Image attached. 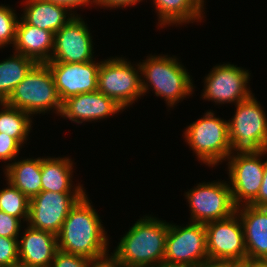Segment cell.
Instances as JSON below:
<instances>
[{
    "instance_id": "cell-1",
    "label": "cell",
    "mask_w": 267,
    "mask_h": 267,
    "mask_svg": "<svg viewBox=\"0 0 267 267\" xmlns=\"http://www.w3.org/2000/svg\"><path fill=\"white\" fill-rule=\"evenodd\" d=\"M101 219L86 194L70 209L57 235L58 250L86 257H99L108 251V238Z\"/></svg>"
},
{
    "instance_id": "cell-2",
    "label": "cell",
    "mask_w": 267,
    "mask_h": 267,
    "mask_svg": "<svg viewBox=\"0 0 267 267\" xmlns=\"http://www.w3.org/2000/svg\"><path fill=\"white\" fill-rule=\"evenodd\" d=\"M169 223L145 216L121 238L114 254L124 267L163 264Z\"/></svg>"
},
{
    "instance_id": "cell-3",
    "label": "cell",
    "mask_w": 267,
    "mask_h": 267,
    "mask_svg": "<svg viewBox=\"0 0 267 267\" xmlns=\"http://www.w3.org/2000/svg\"><path fill=\"white\" fill-rule=\"evenodd\" d=\"M140 62L142 77V91L147 93L149 86L153 88L156 96L165 98L169 107L183 100L193 91V82L183 65L174 56H151ZM147 81V82H145ZM149 82V83H148Z\"/></svg>"
},
{
    "instance_id": "cell-4",
    "label": "cell",
    "mask_w": 267,
    "mask_h": 267,
    "mask_svg": "<svg viewBox=\"0 0 267 267\" xmlns=\"http://www.w3.org/2000/svg\"><path fill=\"white\" fill-rule=\"evenodd\" d=\"M5 103L30 115L52 109L60 115L62 111V101L46 63H37L14 88Z\"/></svg>"
},
{
    "instance_id": "cell-5",
    "label": "cell",
    "mask_w": 267,
    "mask_h": 267,
    "mask_svg": "<svg viewBox=\"0 0 267 267\" xmlns=\"http://www.w3.org/2000/svg\"><path fill=\"white\" fill-rule=\"evenodd\" d=\"M236 107L234 117L228 120L230 155L234 151L258 154L267 150V116L260 103L252 94Z\"/></svg>"
},
{
    "instance_id": "cell-6",
    "label": "cell",
    "mask_w": 267,
    "mask_h": 267,
    "mask_svg": "<svg viewBox=\"0 0 267 267\" xmlns=\"http://www.w3.org/2000/svg\"><path fill=\"white\" fill-rule=\"evenodd\" d=\"M185 139L198 160L208 166L223 162L230 155L228 121L208 111L185 129Z\"/></svg>"
},
{
    "instance_id": "cell-7",
    "label": "cell",
    "mask_w": 267,
    "mask_h": 267,
    "mask_svg": "<svg viewBox=\"0 0 267 267\" xmlns=\"http://www.w3.org/2000/svg\"><path fill=\"white\" fill-rule=\"evenodd\" d=\"M137 70L124 58L101 61L98 71V91L112 98L123 109L143 94L140 65ZM133 102V103H132Z\"/></svg>"
},
{
    "instance_id": "cell-8",
    "label": "cell",
    "mask_w": 267,
    "mask_h": 267,
    "mask_svg": "<svg viewBox=\"0 0 267 267\" xmlns=\"http://www.w3.org/2000/svg\"><path fill=\"white\" fill-rule=\"evenodd\" d=\"M207 260L205 224L190 222L185 227L169 224L163 264L194 267Z\"/></svg>"
},
{
    "instance_id": "cell-9",
    "label": "cell",
    "mask_w": 267,
    "mask_h": 267,
    "mask_svg": "<svg viewBox=\"0 0 267 267\" xmlns=\"http://www.w3.org/2000/svg\"><path fill=\"white\" fill-rule=\"evenodd\" d=\"M185 196L191 211L190 222L206 224L236 213L230 185L226 182L200 183Z\"/></svg>"
},
{
    "instance_id": "cell-10",
    "label": "cell",
    "mask_w": 267,
    "mask_h": 267,
    "mask_svg": "<svg viewBox=\"0 0 267 267\" xmlns=\"http://www.w3.org/2000/svg\"><path fill=\"white\" fill-rule=\"evenodd\" d=\"M209 260L243 262L247 259L244 230L237 213L205 224Z\"/></svg>"
},
{
    "instance_id": "cell-11",
    "label": "cell",
    "mask_w": 267,
    "mask_h": 267,
    "mask_svg": "<svg viewBox=\"0 0 267 267\" xmlns=\"http://www.w3.org/2000/svg\"><path fill=\"white\" fill-rule=\"evenodd\" d=\"M267 150L258 154L229 155L228 171L232 199L236 207L251 204L258 196L264 175L265 161L261 157ZM245 204H244V203ZM242 203V204H240Z\"/></svg>"
},
{
    "instance_id": "cell-12",
    "label": "cell",
    "mask_w": 267,
    "mask_h": 267,
    "mask_svg": "<svg viewBox=\"0 0 267 267\" xmlns=\"http://www.w3.org/2000/svg\"><path fill=\"white\" fill-rule=\"evenodd\" d=\"M84 194L42 191L30 199L27 224L57 236L70 209Z\"/></svg>"
},
{
    "instance_id": "cell-13",
    "label": "cell",
    "mask_w": 267,
    "mask_h": 267,
    "mask_svg": "<svg viewBox=\"0 0 267 267\" xmlns=\"http://www.w3.org/2000/svg\"><path fill=\"white\" fill-rule=\"evenodd\" d=\"M248 70L233 64L215 66L204 82V99L215 103H239L252 95L247 88Z\"/></svg>"
},
{
    "instance_id": "cell-14",
    "label": "cell",
    "mask_w": 267,
    "mask_h": 267,
    "mask_svg": "<svg viewBox=\"0 0 267 267\" xmlns=\"http://www.w3.org/2000/svg\"><path fill=\"white\" fill-rule=\"evenodd\" d=\"M81 19L73 16L54 34V49L49 62L85 63L93 59L90 30Z\"/></svg>"
},
{
    "instance_id": "cell-15",
    "label": "cell",
    "mask_w": 267,
    "mask_h": 267,
    "mask_svg": "<svg viewBox=\"0 0 267 267\" xmlns=\"http://www.w3.org/2000/svg\"><path fill=\"white\" fill-rule=\"evenodd\" d=\"M53 75L57 93L63 102L68 97L98 90L100 63H46Z\"/></svg>"
},
{
    "instance_id": "cell-16",
    "label": "cell",
    "mask_w": 267,
    "mask_h": 267,
    "mask_svg": "<svg viewBox=\"0 0 267 267\" xmlns=\"http://www.w3.org/2000/svg\"><path fill=\"white\" fill-rule=\"evenodd\" d=\"M123 108L98 90L68 97L62 102L60 116L76 123L107 118Z\"/></svg>"
},
{
    "instance_id": "cell-17",
    "label": "cell",
    "mask_w": 267,
    "mask_h": 267,
    "mask_svg": "<svg viewBox=\"0 0 267 267\" xmlns=\"http://www.w3.org/2000/svg\"><path fill=\"white\" fill-rule=\"evenodd\" d=\"M18 241L19 267H50L58 251L57 236L28 226Z\"/></svg>"
},
{
    "instance_id": "cell-18",
    "label": "cell",
    "mask_w": 267,
    "mask_h": 267,
    "mask_svg": "<svg viewBox=\"0 0 267 267\" xmlns=\"http://www.w3.org/2000/svg\"><path fill=\"white\" fill-rule=\"evenodd\" d=\"M236 213L243 225L247 259L267 260V207L241 205Z\"/></svg>"
},
{
    "instance_id": "cell-19",
    "label": "cell",
    "mask_w": 267,
    "mask_h": 267,
    "mask_svg": "<svg viewBox=\"0 0 267 267\" xmlns=\"http://www.w3.org/2000/svg\"><path fill=\"white\" fill-rule=\"evenodd\" d=\"M20 19L13 45L16 53L22 54L36 63H48L54 49V33L29 25L21 17Z\"/></svg>"
},
{
    "instance_id": "cell-20",
    "label": "cell",
    "mask_w": 267,
    "mask_h": 267,
    "mask_svg": "<svg viewBox=\"0 0 267 267\" xmlns=\"http://www.w3.org/2000/svg\"><path fill=\"white\" fill-rule=\"evenodd\" d=\"M22 19L29 25L48 30L54 34L75 14L67 7L48 0H26ZM71 13V14H70ZM67 15H70V17Z\"/></svg>"
},
{
    "instance_id": "cell-21",
    "label": "cell",
    "mask_w": 267,
    "mask_h": 267,
    "mask_svg": "<svg viewBox=\"0 0 267 267\" xmlns=\"http://www.w3.org/2000/svg\"><path fill=\"white\" fill-rule=\"evenodd\" d=\"M73 162L67 158L41 159L42 191L60 193H86L81 185L72 189ZM72 189V191H71Z\"/></svg>"
},
{
    "instance_id": "cell-22",
    "label": "cell",
    "mask_w": 267,
    "mask_h": 267,
    "mask_svg": "<svg viewBox=\"0 0 267 267\" xmlns=\"http://www.w3.org/2000/svg\"><path fill=\"white\" fill-rule=\"evenodd\" d=\"M5 168L7 181L29 199L42 192L40 157L9 162Z\"/></svg>"
},
{
    "instance_id": "cell-23",
    "label": "cell",
    "mask_w": 267,
    "mask_h": 267,
    "mask_svg": "<svg viewBox=\"0 0 267 267\" xmlns=\"http://www.w3.org/2000/svg\"><path fill=\"white\" fill-rule=\"evenodd\" d=\"M153 2L158 11L161 27L177 23L182 25L203 18L204 0H153Z\"/></svg>"
},
{
    "instance_id": "cell-24",
    "label": "cell",
    "mask_w": 267,
    "mask_h": 267,
    "mask_svg": "<svg viewBox=\"0 0 267 267\" xmlns=\"http://www.w3.org/2000/svg\"><path fill=\"white\" fill-rule=\"evenodd\" d=\"M37 63L26 56L14 54L0 62V102H5L14 88Z\"/></svg>"
},
{
    "instance_id": "cell-25",
    "label": "cell",
    "mask_w": 267,
    "mask_h": 267,
    "mask_svg": "<svg viewBox=\"0 0 267 267\" xmlns=\"http://www.w3.org/2000/svg\"><path fill=\"white\" fill-rule=\"evenodd\" d=\"M1 105L3 106L2 111H0L1 135H9L23 145L31 130L32 120L29 117L31 115L5 102H0Z\"/></svg>"
},
{
    "instance_id": "cell-26",
    "label": "cell",
    "mask_w": 267,
    "mask_h": 267,
    "mask_svg": "<svg viewBox=\"0 0 267 267\" xmlns=\"http://www.w3.org/2000/svg\"><path fill=\"white\" fill-rule=\"evenodd\" d=\"M7 184V188L0 190V211L28 222L30 199L9 181Z\"/></svg>"
},
{
    "instance_id": "cell-27",
    "label": "cell",
    "mask_w": 267,
    "mask_h": 267,
    "mask_svg": "<svg viewBox=\"0 0 267 267\" xmlns=\"http://www.w3.org/2000/svg\"><path fill=\"white\" fill-rule=\"evenodd\" d=\"M9 6H0V48L13 44L16 39L18 17Z\"/></svg>"
},
{
    "instance_id": "cell-28",
    "label": "cell",
    "mask_w": 267,
    "mask_h": 267,
    "mask_svg": "<svg viewBox=\"0 0 267 267\" xmlns=\"http://www.w3.org/2000/svg\"><path fill=\"white\" fill-rule=\"evenodd\" d=\"M0 267H19L18 238L0 236Z\"/></svg>"
},
{
    "instance_id": "cell-29",
    "label": "cell",
    "mask_w": 267,
    "mask_h": 267,
    "mask_svg": "<svg viewBox=\"0 0 267 267\" xmlns=\"http://www.w3.org/2000/svg\"><path fill=\"white\" fill-rule=\"evenodd\" d=\"M89 259L83 256L57 251L50 267H88Z\"/></svg>"
},
{
    "instance_id": "cell-30",
    "label": "cell",
    "mask_w": 267,
    "mask_h": 267,
    "mask_svg": "<svg viewBox=\"0 0 267 267\" xmlns=\"http://www.w3.org/2000/svg\"><path fill=\"white\" fill-rule=\"evenodd\" d=\"M21 220L0 211V236L18 238Z\"/></svg>"
},
{
    "instance_id": "cell-31",
    "label": "cell",
    "mask_w": 267,
    "mask_h": 267,
    "mask_svg": "<svg viewBox=\"0 0 267 267\" xmlns=\"http://www.w3.org/2000/svg\"><path fill=\"white\" fill-rule=\"evenodd\" d=\"M21 147L15 138L0 133V160H15L14 158L18 156Z\"/></svg>"
},
{
    "instance_id": "cell-32",
    "label": "cell",
    "mask_w": 267,
    "mask_h": 267,
    "mask_svg": "<svg viewBox=\"0 0 267 267\" xmlns=\"http://www.w3.org/2000/svg\"><path fill=\"white\" fill-rule=\"evenodd\" d=\"M108 255V253H105L99 257L89 259L88 267H124L114 253L111 256Z\"/></svg>"
},
{
    "instance_id": "cell-33",
    "label": "cell",
    "mask_w": 267,
    "mask_h": 267,
    "mask_svg": "<svg viewBox=\"0 0 267 267\" xmlns=\"http://www.w3.org/2000/svg\"><path fill=\"white\" fill-rule=\"evenodd\" d=\"M251 205L258 207H267V160L265 161L263 181L259 189L258 196L251 203Z\"/></svg>"
},
{
    "instance_id": "cell-34",
    "label": "cell",
    "mask_w": 267,
    "mask_h": 267,
    "mask_svg": "<svg viewBox=\"0 0 267 267\" xmlns=\"http://www.w3.org/2000/svg\"><path fill=\"white\" fill-rule=\"evenodd\" d=\"M142 0H96V5L104 7L120 8L137 4Z\"/></svg>"
},
{
    "instance_id": "cell-35",
    "label": "cell",
    "mask_w": 267,
    "mask_h": 267,
    "mask_svg": "<svg viewBox=\"0 0 267 267\" xmlns=\"http://www.w3.org/2000/svg\"><path fill=\"white\" fill-rule=\"evenodd\" d=\"M48 1L53 2L55 4L63 5L70 10H72V8L74 9L75 7L89 5V3L96 4V0H92V1L91 0H48Z\"/></svg>"
},
{
    "instance_id": "cell-36",
    "label": "cell",
    "mask_w": 267,
    "mask_h": 267,
    "mask_svg": "<svg viewBox=\"0 0 267 267\" xmlns=\"http://www.w3.org/2000/svg\"><path fill=\"white\" fill-rule=\"evenodd\" d=\"M194 267H228V262L207 260V261L199 263L198 265Z\"/></svg>"
},
{
    "instance_id": "cell-37",
    "label": "cell",
    "mask_w": 267,
    "mask_h": 267,
    "mask_svg": "<svg viewBox=\"0 0 267 267\" xmlns=\"http://www.w3.org/2000/svg\"><path fill=\"white\" fill-rule=\"evenodd\" d=\"M248 267H267V260L248 259Z\"/></svg>"
},
{
    "instance_id": "cell-38",
    "label": "cell",
    "mask_w": 267,
    "mask_h": 267,
    "mask_svg": "<svg viewBox=\"0 0 267 267\" xmlns=\"http://www.w3.org/2000/svg\"><path fill=\"white\" fill-rule=\"evenodd\" d=\"M228 267H248V259L244 260L243 262H228Z\"/></svg>"
},
{
    "instance_id": "cell-39",
    "label": "cell",
    "mask_w": 267,
    "mask_h": 267,
    "mask_svg": "<svg viewBox=\"0 0 267 267\" xmlns=\"http://www.w3.org/2000/svg\"><path fill=\"white\" fill-rule=\"evenodd\" d=\"M145 267H172L166 264H159V265H153V266H145Z\"/></svg>"
}]
</instances>
